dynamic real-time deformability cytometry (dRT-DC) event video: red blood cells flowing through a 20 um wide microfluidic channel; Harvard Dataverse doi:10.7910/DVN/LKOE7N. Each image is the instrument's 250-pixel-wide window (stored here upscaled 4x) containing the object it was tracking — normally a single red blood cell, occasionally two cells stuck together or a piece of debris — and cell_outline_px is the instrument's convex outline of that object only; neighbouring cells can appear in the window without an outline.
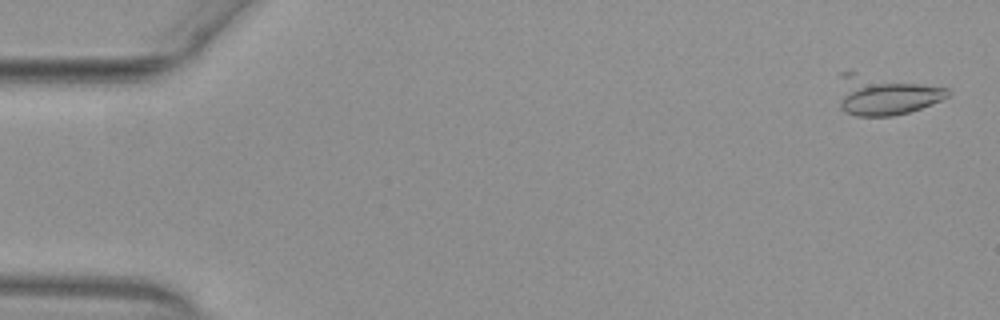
{"species": "common noctule bat (a hibernating species)", "species_latin": "Nyctalus noctula", "temperature_condition": "warm", "stored_images_in_passage": 21, "camera_frame_rate_fps": 3000, "um_per_image_px": 0.085, "animal": {"sex": "female", "body_mass_g": 29.2, "forearm_length_mm": 56.3}, "frame": {"image": 1, "passage_image": 1, "time_ms": 0.0, "image_size_px": [1000, 320], "cell_outline_px": [[952, 92], [948, 96], [932, 104], [908, 112], [892, 116], [856, 116], [840, 108], [840, 72], [856, 72], [948, 88]], "centroid_in_image_um": [75.24, 8.07], "position_along_channel_um": 9.8, "area_um2": 25.2}}
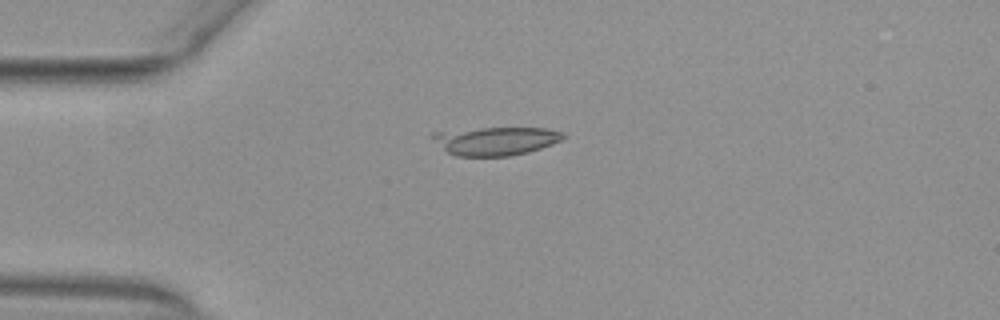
{"frame": {"image": 2, "passage_image": 13, "time_ms": 4.0, "image_size_px": [1000, 320], "cell_outline_px": [[564, 136], [560, 140], [552, 144], [528, 152], [512, 156], [456, 156], [448, 152], [432, 136], [432, 132], [480, 128], [548, 128], [564, 132]], "centroid_in_image_um": [42.18, 11.97], "position_along_channel_um": 42.8, "area_um2": 21.33}}
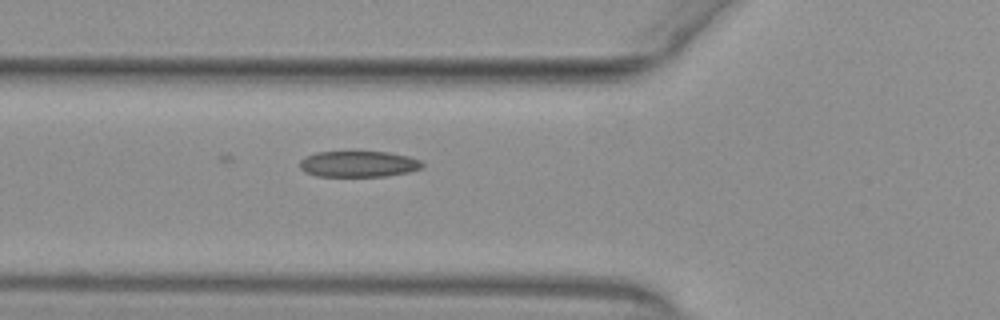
{"frame": {"image": 3, "passage_image": 19, "time_ms": 6.0, "image_size_px": [1000, 320], "cell_outline_px": [[424, 168], [408, 172], [388, 176], [316, 176], [304, 172], [300, 168], [300, 160], [304, 156], [316, 152], [352, 148], [388, 152], [408, 156], [420, 160], [424, 164]], "centroid_in_image_um": [30.44, 13.88], "position_along_channel_um": 95.4, "area_um2": 19.77}}